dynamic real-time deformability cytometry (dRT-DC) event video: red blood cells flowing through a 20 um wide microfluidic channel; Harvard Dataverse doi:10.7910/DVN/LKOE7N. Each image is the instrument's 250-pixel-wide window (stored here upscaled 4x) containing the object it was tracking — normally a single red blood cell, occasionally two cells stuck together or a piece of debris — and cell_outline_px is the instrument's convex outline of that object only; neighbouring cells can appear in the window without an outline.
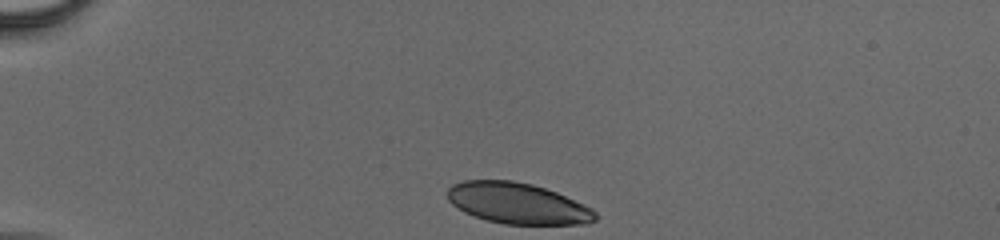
{"species": "human", "species_latin": "Homo sapiens", "temperature_condition": "cold", "stored_images_in_passage": 35, "camera_frame_rate_fps": 3000, "um_per_image_px": 0.085, "donor": {"sex": "male"}, "frame": {"image": 1, "passage_image": 1, "time_ms": 0.0, "image_size_px": [1000, 240], "cell_outline_px": [[596, 220], [588, 224], [504, 224], [488, 220], [464, 212], [452, 204], [448, 200], [448, 188], [452, 184], [464, 180], [512, 180], [532, 184], [556, 192], [584, 204], [592, 208], [596, 212]], "centroid_in_image_um": [44.0, 17.28], "position_along_channel_um": 41.0, "area_um2": 35.26}}
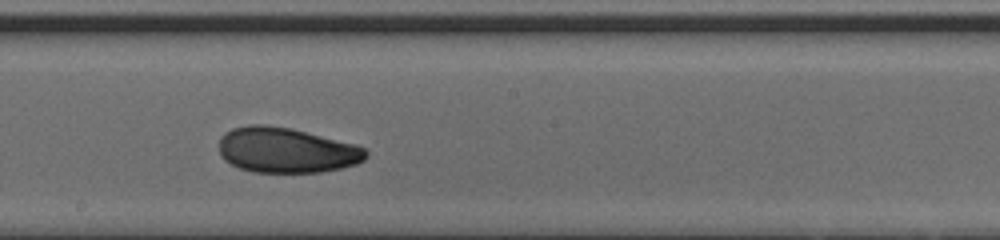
{"frame": {"image": 2, "passage_image": 20, "time_ms": 6.333, "image_size_px": [1000, 240], "cell_outline_px": [[368, 156], [364, 160], [356, 164], [340, 168], [320, 172], [252, 172], [240, 168], [224, 160], [220, 156], [220, 136], [224, 132], [232, 128], [248, 124], [264, 124], [292, 128], [356, 144], [364, 148], [368, 152]], "centroid_in_image_um": [24.33, 12.75], "position_along_channel_um": 223.9, "area_um2": 39.02}}
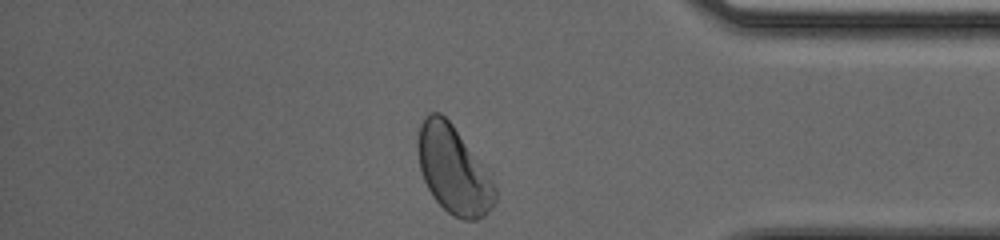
{"frame": {"image": 3, "passage_image": 35, "time_ms": 11.333, "image_size_px": [1000, 240], "cell_outline_px": [[496, 200], [492, 208], [484, 216], [476, 220], [464, 220], [452, 216], [432, 196], [424, 180], [420, 168], [416, 148], [416, 140], [420, 124], [424, 116], [428, 112], [440, 112], [452, 124], [488, 168], [496, 184]], "centroid_in_image_um": [38.56, 14.42], "position_along_channel_um": 396.6, "area_um2": 40.29}}